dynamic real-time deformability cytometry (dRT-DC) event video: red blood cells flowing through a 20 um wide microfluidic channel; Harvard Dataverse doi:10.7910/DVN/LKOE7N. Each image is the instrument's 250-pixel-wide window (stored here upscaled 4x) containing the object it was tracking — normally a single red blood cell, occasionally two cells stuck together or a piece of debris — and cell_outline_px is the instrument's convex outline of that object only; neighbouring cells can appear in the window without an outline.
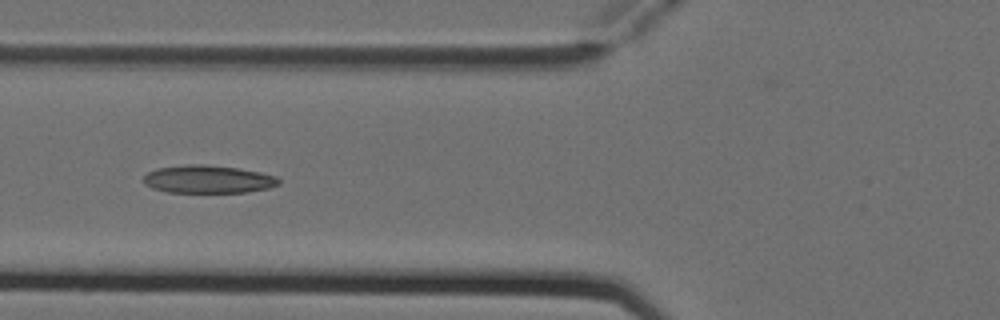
{"species": "Egyptian fruit bat (a non-hibernating species)", "species_latin": "Rousettus aegyptiacus", "temperature_condition": "cold", "stored_images_in_passage": 7, "camera_frame_rate_fps": 3000, "um_per_image_px": 0.085, "animal": {"sex": "female"}, "frame": {"image": 1, "passage_image": 6, "time_ms": 1.667, "image_size_px": [1000, 320], "cell_outline_px": [[280, 184], [268, 188], [248, 192], [168, 192], [152, 188], [144, 184], [144, 176], [148, 172], [156, 168], [188, 164], [204, 164], [240, 168], [260, 172], [276, 176], [280, 180]], "centroid_in_image_um": [17.69, 15.23], "position_along_channel_um": 108.1, "area_um2": 22.08}}
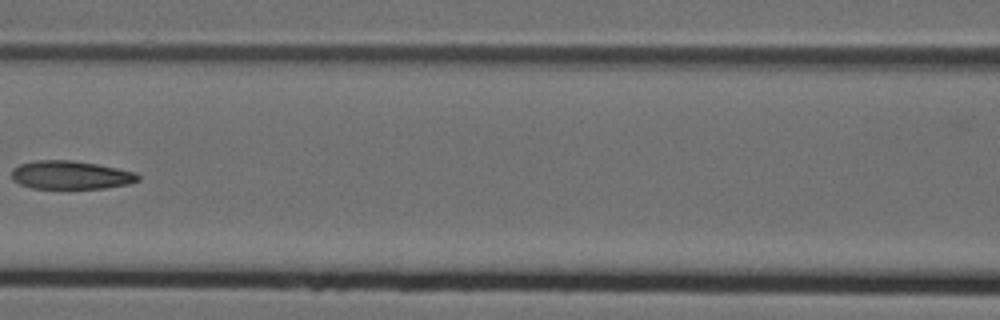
{"frame": {"image": 2, "passage_image": 7, "time_ms": 2.0, "image_size_px": [1000, 320], "cell_outline_px": [[140, 180], [128, 184], [104, 188], [32, 188], [20, 184], [12, 180], [12, 168], [20, 164], [36, 160], [72, 160], [96, 164], [136, 172], [140, 176]], "centroid_in_image_um": [6.0, 14.87], "position_along_channel_um": 160.6, "area_um2": 20.87}}